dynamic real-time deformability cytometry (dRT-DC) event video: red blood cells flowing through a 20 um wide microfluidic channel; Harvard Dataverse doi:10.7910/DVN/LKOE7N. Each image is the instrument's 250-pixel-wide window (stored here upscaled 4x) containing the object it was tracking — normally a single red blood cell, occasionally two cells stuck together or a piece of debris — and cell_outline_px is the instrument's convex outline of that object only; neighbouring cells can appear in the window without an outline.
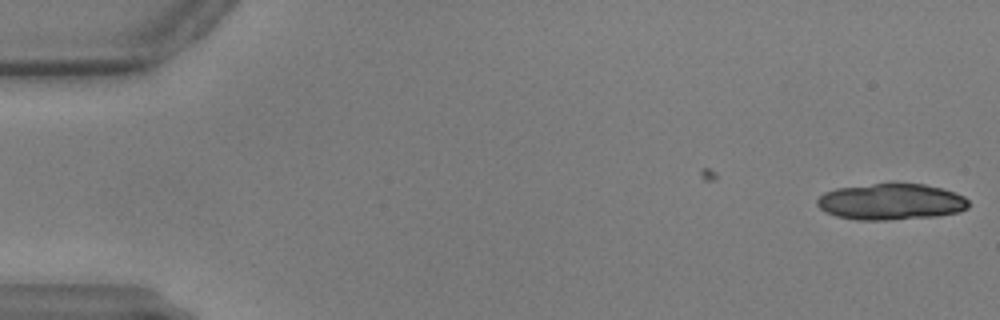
{"species": "common noctule bat (a hibernating species)", "species_latin": "Nyctalus noctula", "temperature_condition": "warm", "stored_images_in_passage": 8, "camera_frame_rate_fps": 3000, "um_per_image_px": 0.085, "animal": {"sex": "male", "body_mass_g": 17.9, "forearm_length_mm": 54.2}, "frame": {"image": 1, "passage_image": 8, "time_ms": 2.333, "image_size_px": [1000, 320], "cell_outline_px": [[968, 208], [960, 212], [936, 216], [888, 220], [856, 220], [836, 216], [824, 212], [816, 204], [816, 200], [824, 192], [836, 188], [892, 180], [924, 184], [944, 188], [956, 192], [964, 196], [968, 200]], "centroid_in_image_um": [75.73, 17.11], "position_along_channel_um": 9.3, "area_um2": 33.18}}